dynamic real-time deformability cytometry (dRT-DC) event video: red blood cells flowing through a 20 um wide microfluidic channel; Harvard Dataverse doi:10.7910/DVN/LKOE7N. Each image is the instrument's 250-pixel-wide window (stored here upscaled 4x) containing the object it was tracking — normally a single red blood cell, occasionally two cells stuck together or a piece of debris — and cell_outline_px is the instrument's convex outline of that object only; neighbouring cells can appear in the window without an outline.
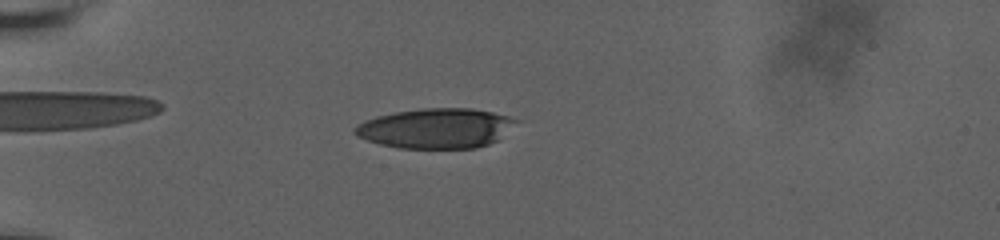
{"species": "human", "species_latin": "Homo sapiens", "temperature_condition": "room temperature", "stored_images_in_passage": 20, "camera_frame_rate_fps": 3000, "um_per_image_px": 0.085, "donor": {"sex": "male"}, "frame": {"image": 1, "passage_image": 14, "time_ms": 5.667, "image_size_px": [1000, 240], "cell_outline_px": [[520, 120], [500, 140], [476, 148], [400, 148], [380, 144], [356, 136], [352, 132], [352, 128], [356, 124], [364, 120], [376, 116], [396, 112], [424, 108], [472, 108], [492, 112], [508, 116]], "centroid_in_image_um": [37.06, 10.9], "position_along_channel_um": 47.9, "area_um2": 37.86}}
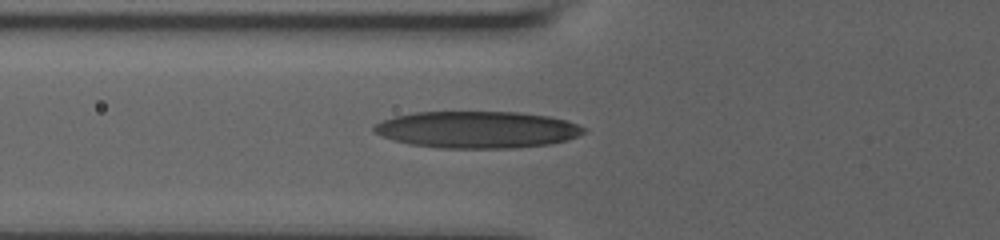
{"frame": {"image": 2, "passage_image": 17, "time_ms": 7.667, "image_size_px": [1000, 240], "cell_outline_px": [[584, 132], [568, 140], [552, 144], [512, 148], [440, 148], [412, 144], [396, 140], [384, 136], [376, 132], [372, 128], [376, 124], [384, 120], [396, 116], [416, 112], [520, 112], [548, 116], [568, 120], [584, 128]], "centroid_in_image_um": [40.61, 11.02], "position_along_channel_um": 85.2, "area_um2": 44.74}}